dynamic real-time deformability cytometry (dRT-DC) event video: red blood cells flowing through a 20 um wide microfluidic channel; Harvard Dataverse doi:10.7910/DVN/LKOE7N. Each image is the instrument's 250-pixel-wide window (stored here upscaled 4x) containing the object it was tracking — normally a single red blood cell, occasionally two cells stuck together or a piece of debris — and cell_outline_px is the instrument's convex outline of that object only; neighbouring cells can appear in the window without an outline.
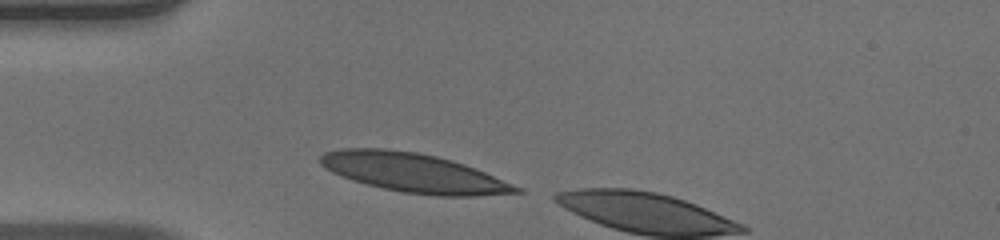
{"species": "human", "species_latin": "Homo sapiens", "temperature_condition": "warm", "stored_images_in_passage": 3, "camera_frame_rate_fps": 3000, "um_per_image_px": 0.085, "donor": {"sex": "male"}, "frame": {"image": 1, "passage_image": 1, "time_ms": 0.0, "image_size_px": [1000, 240], "cell_outline_px": [[524, 192], [476, 196], [436, 196], [404, 192], [384, 188], [352, 180], [340, 176], [324, 168], [320, 164], [320, 156], [324, 152], [340, 148], [384, 148], [416, 152], [436, 156], [452, 160], [464, 164], [524, 188]], "centroid_in_image_um": [35.16, 14.68], "position_along_channel_um": 49.8, "area_um2": 44.51}}